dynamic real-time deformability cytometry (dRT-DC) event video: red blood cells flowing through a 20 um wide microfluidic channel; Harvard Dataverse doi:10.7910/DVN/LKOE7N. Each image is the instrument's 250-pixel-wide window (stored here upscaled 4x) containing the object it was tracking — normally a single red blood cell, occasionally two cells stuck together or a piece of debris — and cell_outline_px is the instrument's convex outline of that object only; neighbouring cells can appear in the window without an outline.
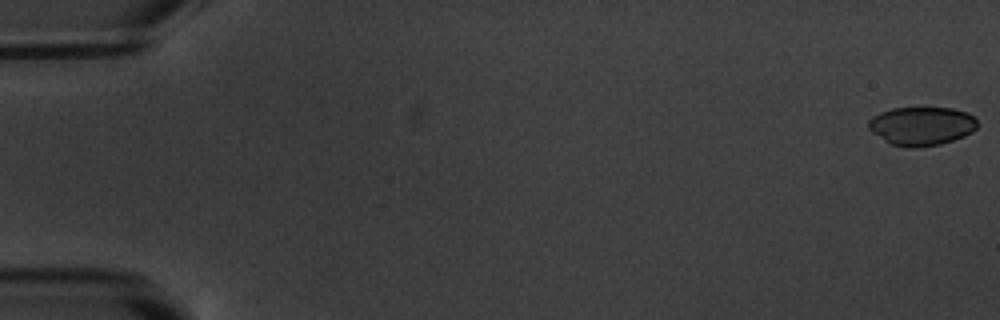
{"species": "common noctule bat (a hibernating species)", "species_latin": "Nyctalus noctula", "temperature_condition": "warm", "stored_images_in_passage": 7, "camera_frame_rate_fps": 3000, "um_per_image_px": 0.085, "animal": {"sex": "male", "body_mass_g": 20.1, "forearm_length_mm": 53.5}, "frame": {"image": 1, "passage_image": 1, "time_ms": 0.0, "image_size_px": [1000, 320], "cell_outline_px": [[976, 128], [972, 132], [964, 136], [940, 144], [916, 148], [908, 148], [892, 144], [884, 140], [872, 132], [868, 128], [868, 120], [872, 116], [880, 112], [892, 108], [952, 108], [968, 112], [976, 120]], "centroid_in_image_um": [78.31, 10.71], "position_along_channel_um": 6.7, "area_um2": 24.51}}
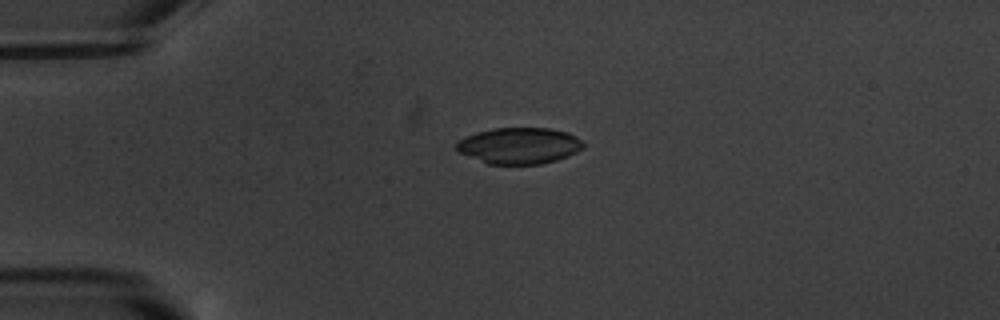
{"frame": {"image": 2, "passage_image": 5, "time_ms": 4.667, "image_size_px": [1000, 320], "cell_outline_px": [[584, 144], [576, 152], [568, 156], [556, 160], [540, 164], [488, 164], [456, 152], [456, 144], [460, 140], [476, 132], [496, 128], [548, 128], [568, 132], [584, 140]], "centroid_in_image_um": [44.13, 12.38], "position_along_channel_um": 40.9, "area_um2": 26.82}}